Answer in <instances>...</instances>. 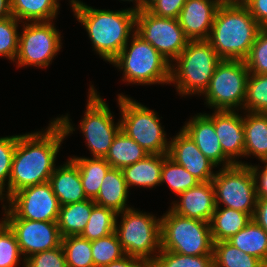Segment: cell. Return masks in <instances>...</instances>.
<instances>
[{"instance_id":"1","label":"cell","mask_w":267,"mask_h":267,"mask_svg":"<svg viewBox=\"0 0 267 267\" xmlns=\"http://www.w3.org/2000/svg\"><path fill=\"white\" fill-rule=\"evenodd\" d=\"M71 121L67 113L53 118L42 131L18 134L8 198L25 187L49 182L63 141L76 129Z\"/></svg>"},{"instance_id":"2","label":"cell","mask_w":267,"mask_h":267,"mask_svg":"<svg viewBox=\"0 0 267 267\" xmlns=\"http://www.w3.org/2000/svg\"><path fill=\"white\" fill-rule=\"evenodd\" d=\"M71 9L73 16L84 26L95 53L109 63L135 33L136 12L129 8L113 11L82 3Z\"/></svg>"},{"instance_id":"3","label":"cell","mask_w":267,"mask_h":267,"mask_svg":"<svg viewBox=\"0 0 267 267\" xmlns=\"http://www.w3.org/2000/svg\"><path fill=\"white\" fill-rule=\"evenodd\" d=\"M261 28L245 5H222L208 41L221 60L245 61Z\"/></svg>"},{"instance_id":"4","label":"cell","mask_w":267,"mask_h":267,"mask_svg":"<svg viewBox=\"0 0 267 267\" xmlns=\"http://www.w3.org/2000/svg\"><path fill=\"white\" fill-rule=\"evenodd\" d=\"M220 61L208 40H190L170 65V84H174L181 97L200 96Z\"/></svg>"},{"instance_id":"5","label":"cell","mask_w":267,"mask_h":267,"mask_svg":"<svg viewBox=\"0 0 267 267\" xmlns=\"http://www.w3.org/2000/svg\"><path fill=\"white\" fill-rule=\"evenodd\" d=\"M123 71L122 82L136 85L170 84V63L134 33L110 63Z\"/></svg>"},{"instance_id":"6","label":"cell","mask_w":267,"mask_h":267,"mask_svg":"<svg viewBox=\"0 0 267 267\" xmlns=\"http://www.w3.org/2000/svg\"><path fill=\"white\" fill-rule=\"evenodd\" d=\"M118 217H121L120 222ZM115 232L125 255L141 258L150 264L161 251V218L154 214L134 207L120 212Z\"/></svg>"},{"instance_id":"7","label":"cell","mask_w":267,"mask_h":267,"mask_svg":"<svg viewBox=\"0 0 267 267\" xmlns=\"http://www.w3.org/2000/svg\"><path fill=\"white\" fill-rule=\"evenodd\" d=\"M117 97L121 113V130L148 154H167L170 140L160 123L158 112L123 93L118 94Z\"/></svg>"},{"instance_id":"8","label":"cell","mask_w":267,"mask_h":267,"mask_svg":"<svg viewBox=\"0 0 267 267\" xmlns=\"http://www.w3.org/2000/svg\"><path fill=\"white\" fill-rule=\"evenodd\" d=\"M160 218L161 250L189 256L213 255L209 222L180 216L169 208Z\"/></svg>"},{"instance_id":"9","label":"cell","mask_w":267,"mask_h":267,"mask_svg":"<svg viewBox=\"0 0 267 267\" xmlns=\"http://www.w3.org/2000/svg\"><path fill=\"white\" fill-rule=\"evenodd\" d=\"M249 74L245 61L221 60L201 95L206 106L213 110H243Z\"/></svg>"},{"instance_id":"10","label":"cell","mask_w":267,"mask_h":267,"mask_svg":"<svg viewBox=\"0 0 267 267\" xmlns=\"http://www.w3.org/2000/svg\"><path fill=\"white\" fill-rule=\"evenodd\" d=\"M19 33L16 67L48 68L54 57L61 51V32L54 21L24 22Z\"/></svg>"},{"instance_id":"11","label":"cell","mask_w":267,"mask_h":267,"mask_svg":"<svg viewBox=\"0 0 267 267\" xmlns=\"http://www.w3.org/2000/svg\"><path fill=\"white\" fill-rule=\"evenodd\" d=\"M87 98L86 110L78 126L92 158H105L121 129V122L119 119L115 123L113 112L93 84H90Z\"/></svg>"},{"instance_id":"12","label":"cell","mask_w":267,"mask_h":267,"mask_svg":"<svg viewBox=\"0 0 267 267\" xmlns=\"http://www.w3.org/2000/svg\"><path fill=\"white\" fill-rule=\"evenodd\" d=\"M212 183L216 206L248 213L251 217L257 202L256 185L249 165L234 164L216 171Z\"/></svg>"},{"instance_id":"13","label":"cell","mask_w":267,"mask_h":267,"mask_svg":"<svg viewBox=\"0 0 267 267\" xmlns=\"http://www.w3.org/2000/svg\"><path fill=\"white\" fill-rule=\"evenodd\" d=\"M5 201L6 205L1 204L4 218L58 221L60 204L49 182L25 187Z\"/></svg>"},{"instance_id":"14","label":"cell","mask_w":267,"mask_h":267,"mask_svg":"<svg viewBox=\"0 0 267 267\" xmlns=\"http://www.w3.org/2000/svg\"><path fill=\"white\" fill-rule=\"evenodd\" d=\"M135 33L150 43L170 64L190 41L178 19L158 17L148 10L136 13Z\"/></svg>"},{"instance_id":"15","label":"cell","mask_w":267,"mask_h":267,"mask_svg":"<svg viewBox=\"0 0 267 267\" xmlns=\"http://www.w3.org/2000/svg\"><path fill=\"white\" fill-rule=\"evenodd\" d=\"M2 219L13 230L24 260L33 254L61 246L62 236L57 222L21 218Z\"/></svg>"},{"instance_id":"16","label":"cell","mask_w":267,"mask_h":267,"mask_svg":"<svg viewBox=\"0 0 267 267\" xmlns=\"http://www.w3.org/2000/svg\"><path fill=\"white\" fill-rule=\"evenodd\" d=\"M168 157L184 167L199 182L212 181L217 167L196 146V143L182 130L170 139Z\"/></svg>"},{"instance_id":"17","label":"cell","mask_w":267,"mask_h":267,"mask_svg":"<svg viewBox=\"0 0 267 267\" xmlns=\"http://www.w3.org/2000/svg\"><path fill=\"white\" fill-rule=\"evenodd\" d=\"M188 120L181 129L196 143L205 157L218 166L217 168L234 165L221 149L214 127V110L212 114L197 113Z\"/></svg>"},{"instance_id":"18","label":"cell","mask_w":267,"mask_h":267,"mask_svg":"<svg viewBox=\"0 0 267 267\" xmlns=\"http://www.w3.org/2000/svg\"><path fill=\"white\" fill-rule=\"evenodd\" d=\"M214 127L224 155L233 164L248 165L241 161L245 145L243 114L239 111L214 110Z\"/></svg>"},{"instance_id":"19","label":"cell","mask_w":267,"mask_h":267,"mask_svg":"<svg viewBox=\"0 0 267 267\" xmlns=\"http://www.w3.org/2000/svg\"><path fill=\"white\" fill-rule=\"evenodd\" d=\"M169 207L176 214L210 222L216 209L215 189L212 181L199 182L178 195Z\"/></svg>"},{"instance_id":"20","label":"cell","mask_w":267,"mask_h":267,"mask_svg":"<svg viewBox=\"0 0 267 267\" xmlns=\"http://www.w3.org/2000/svg\"><path fill=\"white\" fill-rule=\"evenodd\" d=\"M216 0H187L178 22L189 40H208L216 11Z\"/></svg>"},{"instance_id":"21","label":"cell","mask_w":267,"mask_h":267,"mask_svg":"<svg viewBox=\"0 0 267 267\" xmlns=\"http://www.w3.org/2000/svg\"><path fill=\"white\" fill-rule=\"evenodd\" d=\"M49 183L60 206L88 199L82 186L78 166L70 158L63 165L56 166Z\"/></svg>"},{"instance_id":"22","label":"cell","mask_w":267,"mask_h":267,"mask_svg":"<svg viewBox=\"0 0 267 267\" xmlns=\"http://www.w3.org/2000/svg\"><path fill=\"white\" fill-rule=\"evenodd\" d=\"M164 155L149 154L144 159L122 170L128 189L134 187L152 189L161 185V169Z\"/></svg>"},{"instance_id":"23","label":"cell","mask_w":267,"mask_h":267,"mask_svg":"<svg viewBox=\"0 0 267 267\" xmlns=\"http://www.w3.org/2000/svg\"><path fill=\"white\" fill-rule=\"evenodd\" d=\"M129 191L122 170L111 168L93 201L96 205L112 209L118 214L132 208L127 205Z\"/></svg>"},{"instance_id":"24","label":"cell","mask_w":267,"mask_h":267,"mask_svg":"<svg viewBox=\"0 0 267 267\" xmlns=\"http://www.w3.org/2000/svg\"><path fill=\"white\" fill-rule=\"evenodd\" d=\"M243 112L244 158L252 155L263 162L267 157V113Z\"/></svg>"},{"instance_id":"25","label":"cell","mask_w":267,"mask_h":267,"mask_svg":"<svg viewBox=\"0 0 267 267\" xmlns=\"http://www.w3.org/2000/svg\"><path fill=\"white\" fill-rule=\"evenodd\" d=\"M252 217L235 209L216 206L209 222L214 242L227 241L244 228Z\"/></svg>"},{"instance_id":"26","label":"cell","mask_w":267,"mask_h":267,"mask_svg":"<svg viewBox=\"0 0 267 267\" xmlns=\"http://www.w3.org/2000/svg\"><path fill=\"white\" fill-rule=\"evenodd\" d=\"M77 166L86 197L94 200L108 171L112 168L104 158L69 157Z\"/></svg>"},{"instance_id":"27","label":"cell","mask_w":267,"mask_h":267,"mask_svg":"<svg viewBox=\"0 0 267 267\" xmlns=\"http://www.w3.org/2000/svg\"><path fill=\"white\" fill-rule=\"evenodd\" d=\"M92 199L60 206L58 228L62 238L81 235L95 206Z\"/></svg>"},{"instance_id":"28","label":"cell","mask_w":267,"mask_h":267,"mask_svg":"<svg viewBox=\"0 0 267 267\" xmlns=\"http://www.w3.org/2000/svg\"><path fill=\"white\" fill-rule=\"evenodd\" d=\"M11 13L20 22L56 20L59 0H10Z\"/></svg>"},{"instance_id":"29","label":"cell","mask_w":267,"mask_h":267,"mask_svg":"<svg viewBox=\"0 0 267 267\" xmlns=\"http://www.w3.org/2000/svg\"><path fill=\"white\" fill-rule=\"evenodd\" d=\"M147 155L149 154L137 142L120 129L104 159L112 168L121 170L144 159Z\"/></svg>"},{"instance_id":"30","label":"cell","mask_w":267,"mask_h":267,"mask_svg":"<svg viewBox=\"0 0 267 267\" xmlns=\"http://www.w3.org/2000/svg\"><path fill=\"white\" fill-rule=\"evenodd\" d=\"M227 241L267 266V232L253 219Z\"/></svg>"},{"instance_id":"31","label":"cell","mask_w":267,"mask_h":267,"mask_svg":"<svg viewBox=\"0 0 267 267\" xmlns=\"http://www.w3.org/2000/svg\"><path fill=\"white\" fill-rule=\"evenodd\" d=\"M214 267H267L260 259L247 254L228 241L214 242Z\"/></svg>"},{"instance_id":"32","label":"cell","mask_w":267,"mask_h":267,"mask_svg":"<svg viewBox=\"0 0 267 267\" xmlns=\"http://www.w3.org/2000/svg\"><path fill=\"white\" fill-rule=\"evenodd\" d=\"M117 213L112 209L95 205L81 236L93 241L115 232Z\"/></svg>"},{"instance_id":"33","label":"cell","mask_w":267,"mask_h":267,"mask_svg":"<svg viewBox=\"0 0 267 267\" xmlns=\"http://www.w3.org/2000/svg\"><path fill=\"white\" fill-rule=\"evenodd\" d=\"M67 267H95L92 257L91 241L81 235H71L62 238Z\"/></svg>"},{"instance_id":"34","label":"cell","mask_w":267,"mask_h":267,"mask_svg":"<svg viewBox=\"0 0 267 267\" xmlns=\"http://www.w3.org/2000/svg\"><path fill=\"white\" fill-rule=\"evenodd\" d=\"M166 183L172 194L177 196L196 186L199 181L194 178L183 166L174 162L164 154V163L161 169V185Z\"/></svg>"},{"instance_id":"35","label":"cell","mask_w":267,"mask_h":267,"mask_svg":"<svg viewBox=\"0 0 267 267\" xmlns=\"http://www.w3.org/2000/svg\"><path fill=\"white\" fill-rule=\"evenodd\" d=\"M243 111L267 113V74H249Z\"/></svg>"},{"instance_id":"36","label":"cell","mask_w":267,"mask_h":267,"mask_svg":"<svg viewBox=\"0 0 267 267\" xmlns=\"http://www.w3.org/2000/svg\"><path fill=\"white\" fill-rule=\"evenodd\" d=\"M91 247L95 267L105 266L125 256L116 232L91 241Z\"/></svg>"},{"instance_id":"37","label":"cell","mask_w":267,"mask_h":267,"mask_svg":"<svg viewBox=\"0 0 267 267\" xmlns=\"http://www.w3.org/2000/svg\"><path fill=\"white\" fill-rule=\"evenodd\" d=\"M150 267H214L213 255L189 256L161 250Z\"/></svg>"},{"instance_id":"38","label":"cell","mask_w":267,"mask_h":267,"mask_svg":"<svg viewBox=\"0 0 267 267\" xmlns=\"http://www.w3.org/2000/svg\"><path fill=\"white\" fill-rule=\"evenodd\" d=\"M20 261L25 267V260L20 252L17 238L2 219L0 220V267H18Z\"/></svg>"},{"instance_id":"39","label":"cell","mask_w":267,"mask_h":267,"mask_svg":"<svg viewBox=\"0 0 267 267\" xmlns=\"http://www.w3.org/2000/svg\"><path fill=\"white\" fill-rule=\"evenodd\" d=\"M18 135L0 137V201L8 199V184ZM6 190V191H5Z\"/></svg>"},{"instance_id":"40","label":"cell","mask_w":267,"mask_h":267,"mask_svg":"<svg viewBox=\"0 0 267 267\" xmlns=\"http://www.w3.org/2000/svg\"><path fill=\"white\" fill-rule=\"evenodd\" d=\"M20 23L13 16L0 20V56L13 63L18 52Z\"/></svg>"},{"instance_id":"41","label":"cell","mask_w":267,"mask_h":267,"mask_svg":"<svg viewBox=\"0 0 267 267\" xmlns=\"http://www.w3.org/2000/svg\"><path fill=\"white\" fill-rule=\"evenodd\" d=\"M250 73L267 74V28H261L245 59Z\"/></svg>"},{"instance_id":"42","label":"cell","mask_w":267,"mask_h":267,"mask_svg":"<svg viewBox=\"0 0 267 267\" xmlns=\"http://www.w3.org/2000/svg\"><path fill=\"white\" fill-rule=\"evenodd\" d=\"M25 267H67L62 246L31 255Z\"/></svg>"},{"instance_id":"43","label":"cell","mask_w":267,"mask_h":267,"mask_svg":"<svg viewBox=\"0 0 267 267\" xmlns=\"http://www.w3.org/2000/svg\"><path fill=\"white\" fill-rule=\"evenodd\" d=\"M187 0H158L148 11L155 16L178 19L181 9Z\"/></svg>"},{"instance_id":"44","label":"cell","mask_w":267,"mask_h":267,"mask_svg":"<svg viewBox=\"0 0 267 267\" xmlns=\"http://www.w3.org/2000/svg\"><path fill=\"white\" fill-rule=\"evenodd\" d=\"M245 6L262 28H267V0H247Z\"/></svg>"},{"instance_id":"45","label":"cell","mask_w":267,"mask_h":267,"mask_svg":"<svg viewBox=\"0 0 267 267\" xmlns=\"http://www.w3.org/2000/svg\"><path fill=\"white\" fill-rule=\"evenodd\" d=\"M248 165L253 172L257 198H267V167L265 165L264 167L260 166L259 164L252 165L251 163Z\"/></svg>"},{"instance_id":"46","label":"cell","mask_w":267,"mask_h":267,"mask_svg":"<svg viewBox=\"0 0 267 267\" xmlns=\"http://www.w3.org/2000/svg\"><path fill=\"white\" fill-rule=\"evenodd\" d=\"M252 219L267 232V198H257Z\"/></svg>"},{"instance_id":"47","label":"cell","mask_w":267,"mask_h":267,"mask_svg":"<svg viewBox=\"0 0 267 267\" xmlns=\"http://www.w3.org/2000/svg\"><path fill=\"white\" fill-rule=\"evenodd\" d=\"M102 267H150V264L141 258L125 255Z\"/></svg>"},{"instance_id":"48","label":"cell","mask_w":267,"mask_h":267,"mask_svg":"<svg viewBox=\"0 0 267 267\" xmlns=\"http://www.w3.org/2000/svg\"><path fill=\"white\" fill-rule=\"evenodd\" d=\"M11 16L10 0H0V20Z\"/></svg>"},{"instance_id":"49","label":"cell","mask_w":267,"mask_h":267,"mask_svg":"<svg viewBox=\"0 0 267 267\" xmlns=\"http://www.w3.org/2000/svg\"><path fill=\"white\" fill-rule=\"evenodd\" d=\"M216 2L222 5H245L247 0H216Z\"/></svg>"},{"instance_id":"50","label":"cell","mask_w":267,"mask_h":267,"mask_svg":"<svg viewBox=\"0 0 267 267\" xmlns=\"http://www.w3.org/2000/svg\"><path fill=\"white\" fill-rule=\"evenodd\" d=\"M120 1H128L134 3L135 6L130 7L129 9L134 12H140L143 11V0H120Z\"/></svg>"},{"instance_id":"51","label":"cell","mask_w":267,"mask_h":267,"mask_svg":"<svg viewBox=\"0 0 267 267\" xmlns=\"http://www.w3.org/2000/svg\"><path fill=\"white\" fill-rule=\"evenodd\" d=\"M158 0H143V11L148 10Z\"/></svg>"},{"instance_id":"52","label":"cell","mask_w":267,"mask_h":267,"mask_svg":"<svg viewBox=\"0 0 267 267\" xmlns=\"http://www.w3.org/2000/svg\"><path fill=\"white\" fill-rule=\"evenodd\" d=\"M69 2H70V7L72 8L83 3L81 0H69Z\"/></svg>"},{"instance_id":"53","label":"cell","mask_w":267,"mask_h":267,"mask_svg":"<svg viewBox=\"0 0 267 267\" xmlns=\"http://www.w3.org/2000/svg\"><path fill=\"white\" fill-rule=\"evenodd\" d=\"M262 163L267 167V157L264 159Z\"/></svg>"}]
</instances>
